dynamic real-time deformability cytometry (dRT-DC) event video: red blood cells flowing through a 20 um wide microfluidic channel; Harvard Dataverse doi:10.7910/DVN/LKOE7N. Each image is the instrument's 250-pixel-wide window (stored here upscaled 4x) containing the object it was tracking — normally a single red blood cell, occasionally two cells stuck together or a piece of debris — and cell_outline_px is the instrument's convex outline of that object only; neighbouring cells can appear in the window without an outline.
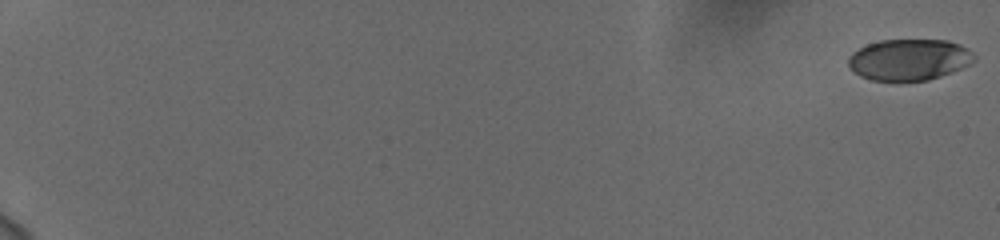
{"species": "human", "species_latin": "Homo sapiens", "temperature_condition": "cold", "stored_images_in_passage": 59, "camera_frame_rate_fps": 3000, "um_per_image_px": 0.085, "donor": {"sex": "female"}, "frame": {"image": 1, "passage_image": 1, "time_ms": 0.0, "image_size_px": [1000, 240], "cell_outline_px": [[976, 60], [952, 72], [928, 80], [872, 80], [860, 76], [848, 64], [848, 56], [852, 52], [868, 44], [880, 40], [948, 40], [960, 44], [968, 48], [976, 56]], "centroid_in_image_um": [77.3, 5.05], "position_along_channel_um": 7.7, "area_um2": 30.11}}
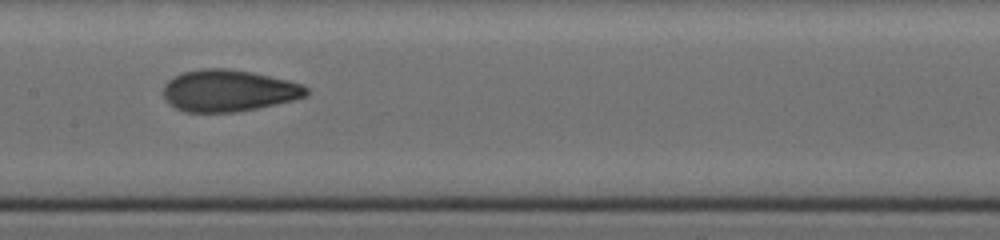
{"frame": {"image": 2, "passage_image": 34, "time_ms": 11.0, "image_size_px": [1000, 240], "cell_outline_px": [[308, 96], [292, 100], [256, 108], [236, 112], [184, 112], [168, 104], [164, 96], [164, 84], [168, 80], [184, 72], [200, 68], [228, 68], [252, 72], [288, 80], [304, 84], [308, 88]], "centroid_in_image_um": [19.43, 7.7], "position_along_channel_um": 188.0, "area_um2": 34.85}}
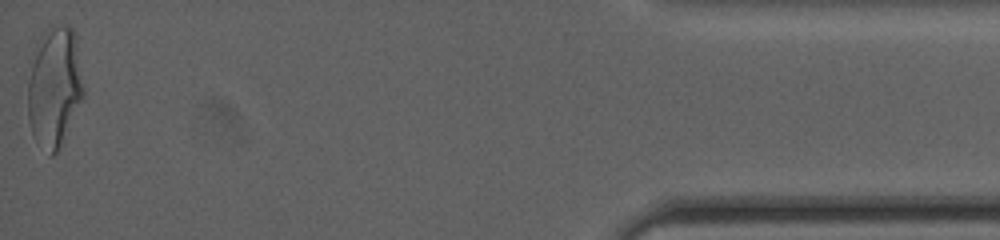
{"frame": {"image": 3, "passage_image": 59, "time_ms": 19.333, "image_size_px": [1000, 240], "cell_outline_px": [[84, 96], [56, 152], [52, 156], [32, 132], [28, 120], [28, 84], [36, 44], [40, 36], [52, 28], [68, 24], [76, 32], [84, 84]], "centroid_in_image_um": [4.66, 7.31], "position_along_channel_um": 430.5, "area_um2": 38.38}, "authors_computed_cell_mechanics": {"area_um2": 33.6396, "velocity_mm_per_s": 3.7412, "shape_relaxation_time_tau1_ms": 4.5102, "shape_relaxation_time_tau2_ms": 1.3023, "deformation_change_tau1": 0.1701, "deformation_change_tau2": 0.0732}}